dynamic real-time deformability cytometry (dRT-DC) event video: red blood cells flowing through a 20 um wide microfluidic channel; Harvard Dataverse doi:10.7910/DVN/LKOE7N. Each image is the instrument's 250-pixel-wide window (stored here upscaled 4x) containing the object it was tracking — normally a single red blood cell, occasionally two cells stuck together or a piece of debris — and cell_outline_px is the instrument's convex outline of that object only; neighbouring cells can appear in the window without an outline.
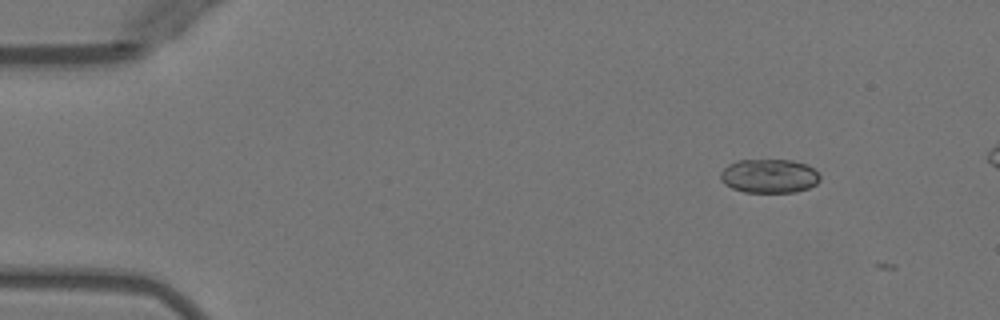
{"species": "Egyptian fruit bat (a non-hibernating species)", "species_latin": "Rousettus aegyptiacus", "temperature_condition": "warm", "stored_images_in_passage": 9, "camera_frame_rate_fps": 3000, "um_per_image_px": 0.085, "animal": {"sex": "female"}, "frame": {"image": 1, "passage_image": 3, "time_ms": 0.667, "image_size_px": [1000, 320], "cell_outline_px": [[820, 180], [816, 184], [808, 188], [796, 192], [744, 192], [732, 188], [724, 184], [720, 180], [720, 172], [728, 164], [740, 160], [792, 160], [808, 164], [820, 176]], "centroid_in_image_um": [65.37, 14.96], "position_along_channel_um": 19.6, "area_um2": 19.77}}